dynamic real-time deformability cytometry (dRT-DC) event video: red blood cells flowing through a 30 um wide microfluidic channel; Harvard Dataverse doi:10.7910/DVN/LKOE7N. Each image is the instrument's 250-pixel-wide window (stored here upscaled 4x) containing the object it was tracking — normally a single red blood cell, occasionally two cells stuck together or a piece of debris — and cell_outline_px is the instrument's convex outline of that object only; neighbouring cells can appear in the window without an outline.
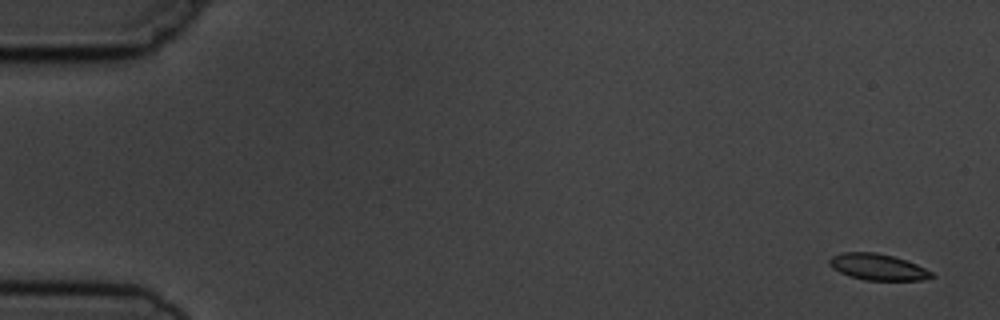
{"species": "common noctule bat (a hibernating species)", "species_latin": "Nyctalus noctula", "temperature_condition": "cold", "stored_images_in_passage": 5, "camera_frame_rate_fps": 3000, "um_per_image_px": 0.085, "animal": {"sex": "male", "body_mass_g": 19.5, "forearm_length_mm": 54.6}, "frame": {"image": 1, "passage_image": 1, "time_ms": 0.0, "image_size_px": [1000, 320], "cell_outline_px": [[936, 276], [920, 280], [864, 280], [848, 276], [832, 268], [828, 264], [828, 260], [832, 256], [840, 252], [876, 252], [892, 256], [916, 264], [932, 272]], "centroid_in_image_um": [74.56, 22.69], "position_along_channel_um": 10.4, "area_um2": 15.66}}
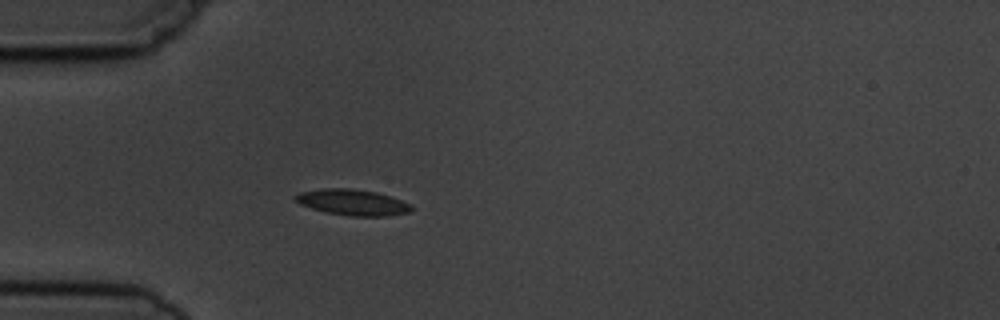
{"frame": {"image": 2, "passage_image": 5, "time_ms": 4.667, "image_size_px": [1000, 320], "cell_outline_px": [[412, 212], [388, 216], [352, 216], [328, 212], [312, 208], [300, 204], [292, 200], [292, 196], [300, 192], [320, 188], [352, 188], [376, 192], [412, 204]], "centroid_in_image_um": [29.94, 17.19], "position_along_channel_um": 55.1, "area_um2": 17.63}}